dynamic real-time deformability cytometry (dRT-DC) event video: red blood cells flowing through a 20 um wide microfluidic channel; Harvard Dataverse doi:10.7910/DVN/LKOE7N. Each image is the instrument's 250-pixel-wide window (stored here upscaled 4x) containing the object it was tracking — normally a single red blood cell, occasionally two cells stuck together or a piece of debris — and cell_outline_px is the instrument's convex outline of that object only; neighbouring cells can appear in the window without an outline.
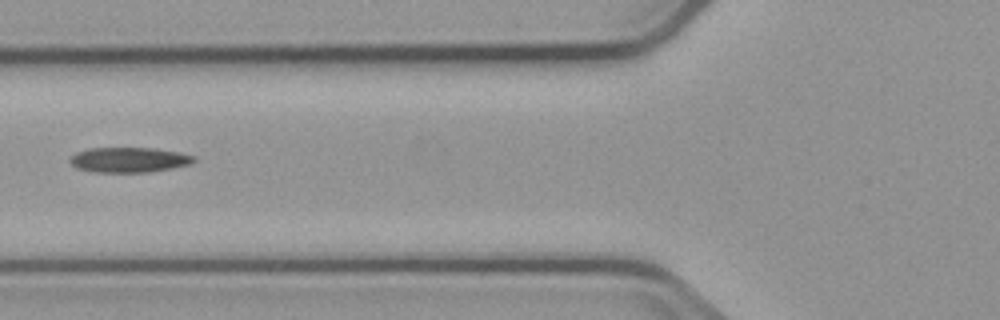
{"species": "common noctule bat (a hibernating species)", "species_latin": "Nyctalus noctula", "temperature_condition": "cold", "stored_images_in_passage": 6, "camera_frame_rate_fps": 3000, "um_per_image_px": 0.085, "animal": {"sex": "male", "body_mass_g": 23.1, "forearm_length_mm": 52.7}, "frame": {"image": 1, "passage_image": 5, "time_ms": 4.667, "image_size_px": [1000, 320], "cell_outline_px": [[196, 160], [192, 164], [172, 168], [148, 172], [92, 172], [76, 168], [68, 160], [76, 152], [88, 148], [152, 148], [176, 152], [196, 156]], "centroid_in_image_um": [10.95, 13.59], "position_along_channel_um": 114.8, "area_um2": 18.15}}
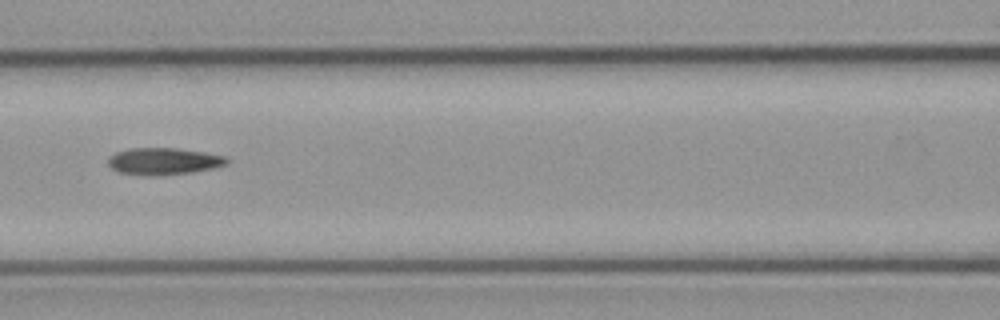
{"frame": {"image": 2, "passage_image": 6, "time_ms": 5.667, "image_size_px": [1000, 320], "cell_outline_px": [[228, 164], [212, 168], [192, 172], [152, 176], [148, 176], [120, 172], [112, 168], [108, 164], [108, 160], [116, 152], [128, 148], [176, 148], [204, 152], [224, 156], [228, 160]], "centroid_in_image_um": [13.91, 13.7], "position_along_channel_um": 152.7, "area_um2": 18.44}}